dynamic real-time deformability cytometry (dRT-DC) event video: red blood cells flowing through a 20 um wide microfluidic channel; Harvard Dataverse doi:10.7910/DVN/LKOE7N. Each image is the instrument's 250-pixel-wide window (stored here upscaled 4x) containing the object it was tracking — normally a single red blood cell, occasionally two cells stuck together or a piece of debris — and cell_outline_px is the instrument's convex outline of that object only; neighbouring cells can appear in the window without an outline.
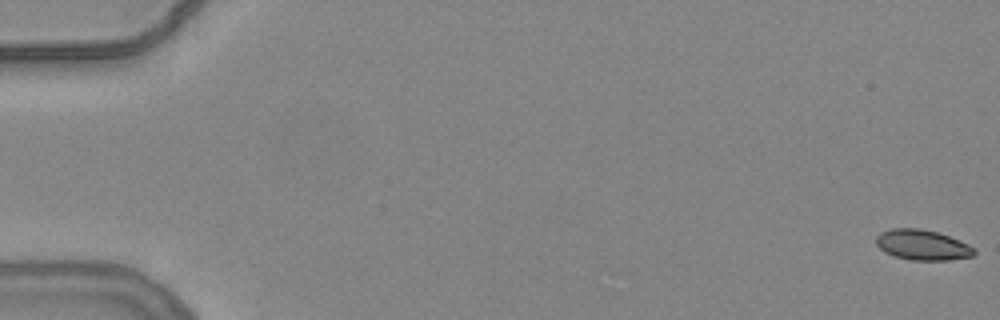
{"species": "common noctule bat (a hibernating species)", "species_latin": "Nyctalus noctula", "temperature_condition": "warm", "stored_images_in_passage": 55, "camera_frame_rate_fps": 3000, "um_per_image_px": 0.085, "animal": {"sex": "female", "body_mass_g": 24.6, "forearm_length_mm": 56.2}, "frame": {"image": 1, "passage_image": 1, "time_ms": 0.0, "image_size_px": [1000, 320], "cell_outline_px": [[976, 252], [972, 256], [948, 260], [912, 260], [896, 256], [884, 252], [876, 244], [876, 236], [880, 232], [892, 228], [920, 228], [936, 232], [948, 236], [968, 244], [976, 248]], "centroid_in_image_um": [78.39, 20.81], "position_along_channel_um": 6.6, "area_um2": 17.28}}
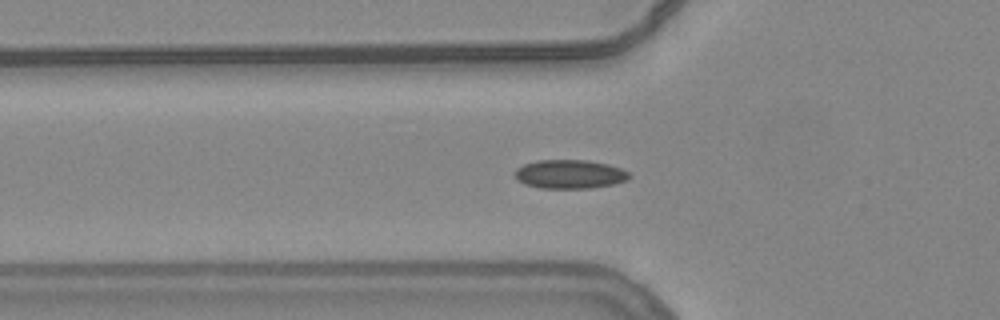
{"frame": {"image": 2, "passage_image": 20, "time_ms": 6.333, "image_size_px": [1000, 320], "cell_outline_px": [[632, 176], [628, 180], [612, 184], [592, 188], [540, 188], [524, 184], [516, 180], [512, 172], [516, 168], [524, 164], [536, 160], [588, 160], [608, 164], [620, 168], [628, 172]], "centroid_in_image_um": [48.38, 14.8], "position_along_channel_um": 77.4, "area_um2": 19.48}}
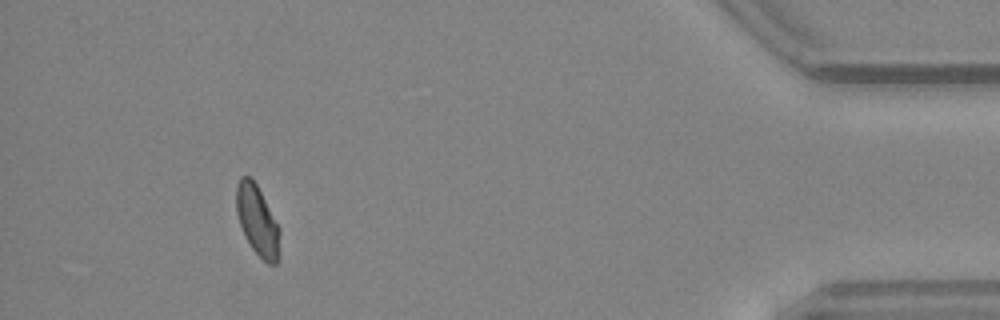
{"frame": {"image": 3, "passage_image": 51, "time_ms": 16.667, "image_size_px": [1000, 320], "cell_outline_px": [[280, 256], [276, 264], [268, 264], [252, 248], [244, 236], [236, 212], [236, 184], [240, 176], [252, 176], [280, 228]], "centroid_in_image_um": [21.88, 18.74], "position_along_channel_um": 413.3, "area_um2": 17.98}, "authors_computed_cell_mechanics": {"area_um2": 18.0336, "velocity_mm_per_s": 3.8378, "shape_relaxation_time_tau1_ms": null, "shape_relaxation_time_tau2_ms": 1.626, "deformation_change_tau1": null, "deformation_change_tau2": 0.0621}}